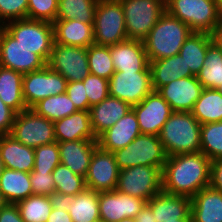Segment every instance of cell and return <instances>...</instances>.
Wrapping results in <instances>:
<instances>
[{"label":"cell","instance_id":"obj_1","mask_svg":"<svg viewBox=\"0 0 222 222\" xmlns=\"http://www.w3.org/2000/svg\"><path fill=\"white\" fill-rule=\"evenodd\" d=\"M211 162L201 151L169 156L162 169V191L192 198L210 185Z\"/></svg>","mask_w":222,"mask_h":222},{"label":"cell","instance_id":"obj_2","mask_svg":"<svg viewBox=\"0 0 222 222\" xmlns=\"http://www.w3.org/2000/svg\"><path fill=\"white\" fill-rule=\"evenodd\" d=\"M192 33L187 24L165 12L143 40L148 60L155 61L179 54Z\"/></svg>","mask_w":222,"mask_h":222},{"label":"cell","instance_id":"obj_3","mask_svg":"<svg viewBox=\"0 0 222 222\" xmlns=\"http://www.w3.org/2000/svg\"><path fill=\"white\" fill-rule=\"evenodd\" d=\"M200 134L201 124L191 112H173L162 127L159 139L169 157L199 152Z\"/></svg>","mask_w":222,"mask_h":222},{"label":"cell","instance_id":"obj_4","mask_svg":"<svg viewBox=\"0 0 222 222\" xmlns=\"http://www.w3.org/2000/svg\"><path fill=\"white\" fill-rule=\"evenodd\" d=\"M165 7L196 33L211 34L221 19L216 0H165Z\"/></svg>","mask_w":222,"mask_h":222},{"label":"cell","instance_id":"obj_5","mask_svg":"<svg viewBox=\"0 0 222 222\" xmlns=\"http://www.w3.org/2000/svg\"><path fill=\"white\" fill-rule=\"evenodd\" d=\"M113 154L120 170L138 165L154 166L162 170L168 158L159 136L142 133Z\"/></svg>","mask_w":222,"mask_h":222},{"label":"cell","instance_id":"obj_6","mask_svg":"<svg viewBox=\"0 0 222 222\" xmlns=\"http://www.w3.org/2000/svg\"><path fill=\"white\" fill-rule=\"evenodd\" d=\"M93 29L95 45L112 46L128 40L124 11L119 0H98Z\"/></svg>","mask_w":222,"mask_h":222},{"label":"cell","instance_id":"obj_7","mask_svg":"<svg viewBox=\"0 0 222 222\" xmlns=\"http://www.w3.org/2000/svg\"><path fill=\"white\" fill-rule=\"evenodd\" d=\"M4 29L19 44L40 55L48 62L54 44L53 23L46 21L20 19L6 23Z\"/></svg>","mask_w":222,"mask_h":222},{"label":"cell","instance_id":"obj_8","mask_svg":"<svg viewBox=\"0 0 222 222\" xmlns=\"http://www.w3.org/2000/svg\"><path fill=\"white\" fill-rule=\"evenodd\" d=\"M128 39L143 41L166 12L165 0H119Z\"/></svg>","mask_w":222,"mask_h":222},{"label":"cell","instance_id":"obj_9","mask_svg":"<svg viewBox=\"0 0 222 222\" xmlns=\"http://www.w3.org/2000/svg\"><path fill=\"white\" fill-rule=\"evenodd\" d=\"M116 190L148 201L162 191V170L146 165L121 169Z\"/></svg>","mask_w":222,"mask_h":222},{"label":"cell","instance_id":"obj_10","mask_svg":"<svg viewBox=\"0 0 222 222\" xmlns=\"http://www.w3.org/2000/svg\"><path fill=\"white\" fill-rule=\"evenodd\" d=\"M9 135L32 148L56 142L53 122L31 108L16 114Z\"/></svg>","mask_w":222,"mask_h":222},{"label":"cell","instance_id":"obj_11","mask_svg":"<svg viewBox=\"0 0 222 222\" xmlns=\"http://www.w3.org/2000/svg\"><path fill=\"white\" fill-rule=\"evenodd\" d=\"M67 80L47 65L23 75L22 94L27 108L40 100L66 92Z\"/></svg>","mask_w":222,"mask_h":222},{"label":"cell","instance_id":"obj_12","mask_svg":"<svg viewBox=\"0 0 222 222\" xmlns=\"http://www.w3.org/2000/svg\"><path fill=\"white\" fill-rule=\"evenodd\" d=\"M47 66L67 82L81 81L90 74L87 48L54 43Z\"/></svg>","mask_w":222,"mask_h":222},{"label":"cell","instance_id":"obj_13","mask_svg":"<svg viewBox=\"0 0 222 222\" xmlns=\"http://www.w3.org/2000/svg\"><path fill=\"white\" fill-rule=\"evenodd\" d=\"M109 96L125 101L131 107L138 105L153 91L151 72L115 73L108 80Z\"/></svg>","mask_w":222,"mask_h":222},{"label":"cell","instance_id":"obj_14","mask_svg":"<svg viewBox=\"0 0 222 222\" xmlns=\"http://www.w3.org/2000/svg\"><path fill=\"white\" fill-rule=\"evenodd\" d=\"M0 65L23 75L44 68L47 62L18 43L5 29L0 36Z\"/></svg>","mask_w":222,"mask_h":222},{"label":"cell","instance_id":"obj_15","mask_svg":"<svg viewBox=\"0 0 222 222\" xmlns=\"http://www.w3.org/2000/svg\"><path fill=\"white\" fill-rule=\"evenodd\" d=\"M119 171L113 152L98 146L94 150L85 176L86 188L96 192L116 190Z\"/></svg>","mask_w":222,"mask_h":222},{"label":"cell","instance_id":"obj_16","mask_svg":"<svg viewBox=\"0 0 222 222\" xmlns=\"http://www.w3.org/2000/svg\"><path fill=\"white\" fill-rule=\"evenodd\" d=\"M142 134L159 136L162 127L173 113L158 91H152L138 105L132 106Z\"/></svg>","mask_w":222,"mask_h":222},{"label":"cell","instance_id":"obj_17","mask_svg":"<svg viewBox=\"0 0 222 222\" xmlns=\"http://www.w3.org/2000/svg\"><path fill=\"white\" fill-rule=\"evenodd\" d=\"M98 202L101 222H119L124 218H136L147 203L146 200L117 190L100 192Z\"/></svg>","mask_w":222,"mask_h":222},{"label":"cell","instance_id":"obj_18","mask_svg":"<svg viewBox=\"0 0 222 222\" xmlns=\"http://www.w3.org/2000/svg\"><path fill=\"white\" fill-rule=\"evenodd\" d=\"M203 90L196 76L179 78L162 86L158 92L173 112H191Z\"/></svg>","mask_w":222,"mask_h":222},{"label":"cell","instance_id":"obj_19","mask_svg":"<svg viewBox=\"0 0 222 222\" xmlns=\"http://www.w3.org/2000/svg\"><path fill=\"white\" fill-rule=\"evenodd\" d=\"M115 71L151 72L143 41L128 39L110 46Z\"/></svg>","mask_w":222,"mask_h":222},{"label":"cell","instance_id":"obj_20","mask_svg":"<svg viewBox=\"0 0 222 222\" xmlns=\"http://www.w3.org/2000/svg\"><path fill=\"white\" fill-rule=\"evenodd\" d=\"M140 134L136 114L131 109L112 127L103 132L97 138V143L101 149L114 152L129 145Z\"/></svg>","mask_w":222,"mask_h":222},{"label":"cell","instance_id":"obj_21","mask_svg":"<svg viewBox=\"0 0 222 222\" xmlns=\"http://www.w3.org/2000/svg\"><path fill=\"white\" fill-rule=\"evenodd\" d=\"M156 222H180L191 212V198L185 195L157 193L147 201Z\"/></svg>","mask_w":222,"mask_h":222},{"label":"cell","instance_id":"obj_22","mask_svg":"<svg viewBox=\"0 0 222 222\" xmlns=\"http://www.w3.org/2000/svg\"><path fill=\"white\" fill-rule=\"evenodd\" d=\"M56 142L77 140L97 141L91 127L89 111H77L53 122Z\"/></svg>","mask_w":222,"mask_h":222},{"label":"cell","instance_id":"obj_23","mask_svg":"<svg viewBox=\"0 0 222 222\" xmlns=\"http://www.w3.org/2000/svg\"><path fill=\"white\" fill-rule=\"evenodd\" d=\"M131 109L132 107L125 101L111 96L90 107L91 127L95 136L98 138Z\"/></svg>","mask_w":222,"mask_h":222},{"label":"cell","instance_id":"obj_24","mask_svg":"<svg viewBox=\"0 0 222 222\" xmlns=\"http://www.w3.org/2000/svg\"><path fill=\"white\" fill-rule=\"evenodd\" d=\"M60 161L74 173L86 176L97 141L77 140L58 142Z\"/></svg>","mask_w":222,"mask_h":222},{"label":"cell","instance_id":"obj_25","mask_svg":"<svg viewBox=\"0 0 222 222\" xmlns=\"http://www.w3.org/2000/svg\"><path fill=\"white\" fill-rule=\"evenodd\" d=\"M54 43L88 48L94 44L93 23L56 19L53 22Z\"/></svg>","mask_w":222,"mask_h":222},{"label":"cell","instance_id":"obj_26","mask_svg":"<svg viewBox=\"0 0 222 222\" xmlns=\"http://www.w3.org/2000/svg\"><path fill=\"white\" fill-rule=\"evenodd\" d=\"M0 157L4 168L30 173L34 169V148L23 145L11 135H0Z\"/></svg>","mask_w":222,"mask_h":222},{"label":"cell","instance_id":"obj_27","mask_svg":"<svg viewBox=\"0 0 222 222\" xmlns=\"http://www.w3.org/2000/svg\"><path fill=\"white\" fill-rule=\"evenodd\" d=\"M192 222H222V193L210 185L191 198Z\"/></svg>","mask_w":222,"mask_h":222},{"label":"cell","instance_id":"obj_28","mask_svg":"<svg viewBox=\"0 0 222 222\" xmlns=\"http://www.w3.org/2000/svg\"><path fill=\"white\" fill-rule=\"evenodd\" d=\"M153 91H158L162 86L169 84L179 78L194 76L190 68L186 67L183 57L180 54L149 61Z\"/></svg>","mask_w":222,"mask_h":222},{"label":"cell","instance_id":"obj_29","mask_svg":"<svg viewBox=\"0 0 222 222\" xmlns=\"http://www.w3.org/2000/svg\"><path fill=\"white\" fill-rule=\"evenodd\" d=\"M23 74L0 65V98L16 113L28 109L22 94Z\"/></svg>","mask_w":222,"mask_h":222},{"label":"cell","instance_id":"obj_30","mask_svg":"<svg viewBox=\"0 0 222 222\" xmlns=\"http://www.w3.org/2000/svg\"><path fill=\"white\" fill-rule=\"evenodd\" d=\"M0 191L8 203L17 202L33 195L30 173L4 168L0 176Z\"/></svg>","mask_w":222,"mask_h":222},{"label":"cell","instance_id":"obj_31","mask_svg":"<svg viewBox=\"0 0 222 222\" xmlns=\"http://www.w3.org/2000/svg\"><path fill=\"white\" fill-rule=\"evenodd\" d=\"M211 42V34L193 32L182 45L179 54L194 76H197L203 67L208 45Z\"/></svg>","mask_w":222,"mask_h":222},{"label":"cell","instance_id":"obj_32","mask_svg":"<svg viewBox=\"0 0 222 222\" xmlns=\"http://www.w3.org/2000/svg\"><path fill=\"white\" fill-rule=\"evenodd\" d=\"M191 113L200 124L222 121V94L216 89L203 88Z\"/></svg>","mask_w":222,"mask_h":222},{"label":"cell","instance_id":"obj_33","mask_svg":"<svg viewBox=\"0 0 222 222\" xmlns=\"http://www.w3.org/2000/svg\"><path fill=\"white\" fill-rule=\"evenodd\" d=\"M100 192L85 189L75 195L68 212L73 222L100 221L99 199Z\"/></svg>","mask_w":222,"mask_h":222},{"label":"cell","instance_id":"obj_34","mask_svg":"<svg viewBox=\"0 0 222 222\" xmlns=\"http://www.w3.org/2000/svg\"><path fill=\"white\" fill-rule=\"evenodd\" d=\"M196 77L203 88L216 89L222 84V49L214 42L208 45L203 67Z\"/></svg>","mask_w":222,"mask_h":222},{"label":"cell","instance_id":"obj_35","mask_svg":"<svg viewBox=\"0 0 222 222\" xmlns=\"http://www.w3.org/2000/svg\"><path fill=\"white\" fill-rule=\"evenodd\" d=\"M31 109L52 122L63 119L78 111L66 92L42 99Z\"/></svg>","mask_w":222,"mask_h":222},{"label":"cell","instance_id":"obj_36","mask_svg":"<svg viewBox=\"0 0 222 222\" xmlns=\"http://www.w3.org/2000/svg\"><path fill=\"white\" fill-rule=\"evenodd\" d=\"M98 0H59L56 19L94 23Z\"/></svg>","mask_w":222,"mask_h":222},{"label":"cell","instance_id":"obj_37","mask_svg":"<svg viewBox=\"0 0 222 222\" xmlns=\"http://www.w3.org/2000/svg\"><path fill=\"white\" fill-rule=\"evenodd\" d=\"M16 205L24 222H47L53 208L49 197L44 195H31Z\"/></svg>","mask_w":222,"mask_h":222},{"label":"cell","instance_id":"obj_38","mask_svg":"<svg viewBox=\"0 0 222 222\" xmlns=\"http://www.w3.org/2000/svg\"><path fill=\"white\" fill-rule=\"evenodd\" d=\"M90 74L109 80L115 73L110 55V46L90 45L87 48Z\"/></svg>","mask_w":222,"mask_h":222},{"label":"cell","instance_id":"obj_39","mask_svg":"<svg viewBox=\"0 0 222 222\" xmlns=\"http://www.w3.org/2000/svg\"><path fill=\"white\" fill-rule=\"evenodd\" d=\"M56 192L66 195H77L86 189L85 177L74 173L60 163L52 171Z\"/></svg>","mask_w":222,"mask_h":222},{"label":"cell","instance_id":"obj_40","mask_svg":"<svg viewBox=\"0 0 222 222\" xmlns=\"http://www.w3.org/2000/svg\"><path fill=\"white\" fill-rule=\"evenodd\" d=\"M201 149L211 161L222 158V121L201 124Z\"/></svg>","mask_w":222,"mask_h":222},{"label":"cell","instance_id":"obj_41","mask_svg":"<svg viewBox=\"0 0 222 222\" xmlns=\"http://www.w3.org/2000/svg\"><path fill=\"white\" fill-rule=\"evenodd\" d=\"M34 169L32 171L52 172L61 163L58 142L34 148Z\"/></svg>","mask_w":222,"mask_h":222},{"label":"cell","instance_id":"obj_42","mask_svg":"<svg viewBox=\"0 0 222 222\" xmlns=\"http://www.w3.org/2000/svg\"><path fill=\"white\" fill-rule=\"evenodd\" d=\"M59 0H28L27 19L53 23L57 18Z\"/></svg>","mask_w":222,"mask_h":222},{"label":"cell","instance_id":"obj_43","mask_svg":"<svg viewBox=\"0 0 222 222\" xmlns=\"http://www.w3.org/2000/svg\"><path fill=\"white\" fill-rule=\"evenodd\" d=\"M82 81L87 94L89 107L102 102L109 96L107 79L89 74Z\"/></svg>","mask_w":222,"mask_h":222},{"label":"cell","instance_id":"obj_44","mask_svg":"<svg viewBox=\"0 0 222 222\" xmlns=\"http://www.w3.org/2000/svg\"><path fill=\"white\" fill-rule=\"evenodd\" d=\"M28 0H0V23L27 19Z\"/></svg>","mask_w":222,"mask_h":222},{"label":"cell","instance_id":"obj_45","mask_svg":"<svg viewBox=\"0 0 222 222\" xmlns=\"http://www.w3.org/2000/svg\"><path fill=\"white\" fill-rule=\"evenodd\" d=\"M30 182L33 195L50 196L56 191L52 172L31 171Z\"/></svg>","mask_w":222,"mask_h":222},{"label":"cell","instance_id":"obj_46","mask_svg":"<svg viewBox=\"0 0 222 222\" xmlns=\"http://www.w3.org/2000/svg\"><path fill=\"white\" fill-rule=\"evenodd\" d=\"M66 94L79 111H89V103L83 81L67 82Z\"/></svg>","mask_w":222,"mask_h":222},{"label":"cell","instance_id":"obj_47","mask_svg":"<svg viewBox=\"0 0 222 222\" xmlns=\"http://www.w3.org/2000/svg\"><path fill=\"white\" fill-rule=\"evenodd\" d=\"M16 114L0 98V135L10 134Z\"/></svg>","mask_w":222,"mask_h":222},{"label":"cell","instance_id":"obj_48","mask_svg":"<svg viewBox=\"0 0 222 222\" xmlns=\"http://www.w3.org/2000/svg\"><path fill=\"white\" fill-rule=\"evenodd\" d=\"M210 186L222 193V158L211 162Z\"/></svg>","mask_w":222,"mask_h":222},{"label":"cell","instance_id":"obj_49","mask_svg":"<svg viewBox=\"0 0 222 222\" xmlns=\"http://www.w3.org/2000/svg\"><path fill=\"white\" fill-rule=\"evenodd\" d=\"M48 197L53 208L64 211L71 206L75 195H66L55 191Z\"/></svg>","mask_w":222,"mask_h":222},{"label":"cell","instance_id":"obj_50","mask_svg":"<svg viewBox=\"0 0 222 222\" xmlns=\"http://www.w3.org/2000/svg\"><path fill=\"white\" fill-rule=\"evenodd\" d=\"M0 222H24L21 218L18 206L8 203L0 210Z\"/></svg>","mask_w":222,"mask_h":222},{"label":"cell","instance_id":"obj_51","mask_svg":"<svg viewBox=\"0 0 222 222\" xmlns=\"http://www.w3.org/2000/svg\"><path fill=\"white\" fill-rule=\"evenodd\" d=\"M47 222H73L67 210H59L52 208V211L47 219Z\"/></svg>","mask_w":222,"mask_h":222},{"label":"cell","instance_id":"obj_52","mask_svg":"<svg viewBox=\"0 0 222 222\" xmlns=\"http://www.w3.org/2000/svg\"><path fill=\"white\" fill-rule=\"evenodd\" d=\"M137 222H156L150 206L146 203L141 212L136 216Z\"/></svg>","mask_w":222,"mask_h":222},{"label":"cell","instance_id":"obj_53","mask_svg":"<svg viewBox=\"0 0 222 222\" xmlns=\"http://www.w3.org/2000/svg\"><path fill=\"white\" fill-rule=\"evenodd\" d=\"M212 42L222 49V18L211 33Z\"/></svg>","mask_w":222,"mask_h":222},{"label":"cell","instance_id":"obj_54","mask_svg":"<svg viewBox=\"0 0 222 222\" xmlns=\"http://www.w3.org/2000/svg\"><path fill=\"white\" fill-rule=\"evenodd\" d=\"M8 204L7 200L5 199L3 193L0 191V210Z\"/></svg>","mask_w":222,"mask_h":222},{"label":"cell","instance_id":"obj_55","mask_svg":"<svg viewBox=\"0 0 222 222\" xmlns=\"http://www.w3.org/2000/svg\"><path fill=\"white\" fill-rule=\"evenodd\" d=\"M217 6H218V13L220 18H222V0H216Z\"/></svg>","mask_w":222,"mask_h":222},{"label":"cell","instance_id":"obj_56","mask_svg":"<svg viewBox=\"0 0 222 222\" xmlns=\"http://www.w3.org/2000/svg\"><path fill=\"white\" fill-rule=\"evenodd\" d=\"M180 222H192L191 212L185 218L180 219Z\"/></svg>","mask_w":222,"mask_h":222},{"label":"cell","instance_id":"obj_57","mask_svg":"<svg viewBox=\"0 0 222 222\" xmlns=\"http://www.w3.org/2000/svg\"><path fill=\"white\" fill-rule=\"evenodd\" d=\"M119 222H137L136 218H124Z\"/></svg>","mask_w":222,"mask_h":222},{"label":"cell","instance_id":"obj_58","mask_svg":"<svg viewBox=\"0 0 222 222\" xmlns=\"http://www.w3.org/2000/svg\"><path fill=\"white\" fill-rule=\"evenodd\" d=\"M3 169H4V165H3V161L0 157V176L2 175Z\"/></svg>","mask_w":222,"mask_h":222},{"label":"cell","instance_id":"obj_59","mask_svg":"<svg viewBox=\"0 0 222 222\" xmlns=\"http://www.w3.org/2000/svg\"><path fill=\"white\" fill-rule=\"evenodd\" d=\"M216 90L219 91V92L222 94V84H221L220 86H218V87L216 88Z\"/></svg>","mask_w":222,"mask_h":222},{"label":"cell","instance_id":"obj_60","mask_svg":"<svg viewBox=\"0 0 222 222\" xmlns=\"http://www.w3.org/2000/svg\"><path fill=\"white\" fill-rule=\"evenodd\" d=\"M3 30H4V25L0 23V36Z\"/></svg>","mask_w":222,"mask_h":222}]
</instances>
